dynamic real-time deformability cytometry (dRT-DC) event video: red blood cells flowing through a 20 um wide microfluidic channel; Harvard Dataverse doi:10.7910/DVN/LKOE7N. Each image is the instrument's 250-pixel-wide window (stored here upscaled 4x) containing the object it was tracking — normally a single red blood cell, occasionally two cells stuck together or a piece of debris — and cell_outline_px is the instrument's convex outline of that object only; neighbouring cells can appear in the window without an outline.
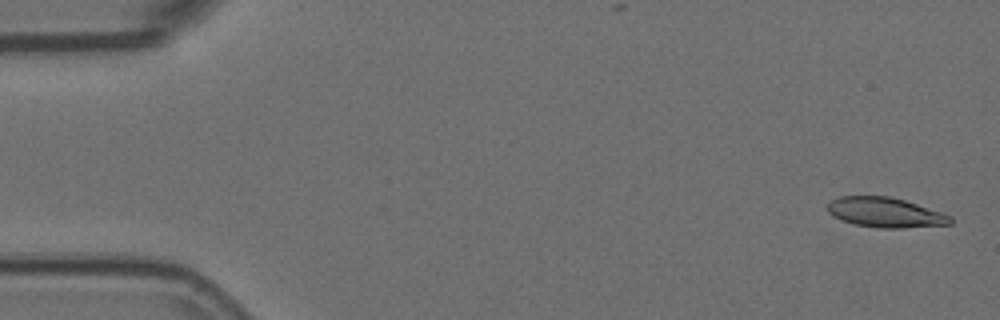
{"species": "Egyptian fruit bat (a non-hibernating species)", "species_latin": "Rousettus aegyptiacus", "temperature_condition": "room temperature", "stored_images_in_passage": 55, "camera_frame_rate_fps": 3000, "um_per_image_px": 0.085, "animal": {"sex": "female"}, "frame": {"image": 1, "passage_image": 2, "time_ms": 0.333, "image_size_px": [1000, 320], "cell_outline_px": [[952, 224], [904, 228], [880, 228], [856, 224], [832, 216], [828, 212], [828, 204], [832, 200], [840, 196], [888, 196], [904, 200], [952, 216]], "centroid_in_image_um": [75.26, 18.06], "position_along_channel_um": 9.7, "area_um2": 21.15}}
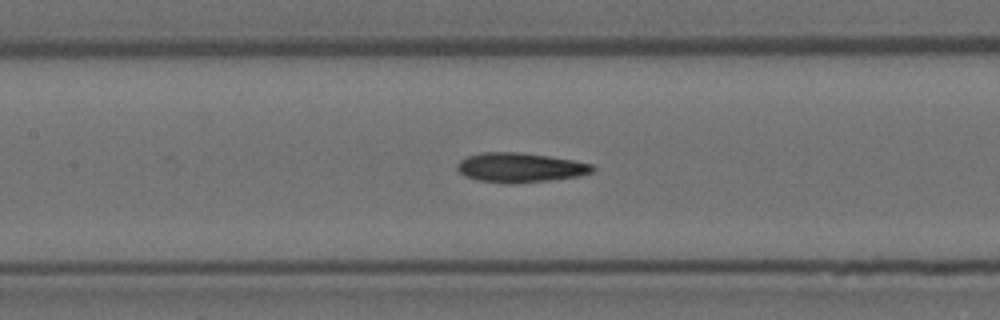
{"frame": {"image": 2, "passage_image": 25, "time_ms": 8.0, "image_size_px": [1000, 320], "cell_outline_px": [[596, 168], [592, 172], [576, 176], [548, 180], [516, 184], [508, 184], [476, 180], [464, 176], [456, 168], [456, 164], [460, 160], [468, 156], [480, 152], [520, 152], [548, 156], [572, 160], [592, 164]], "centroid_in_image_um": [44.15, 14.24], "position_along_channel_um": 163.2, "area_um2": 23.35}}
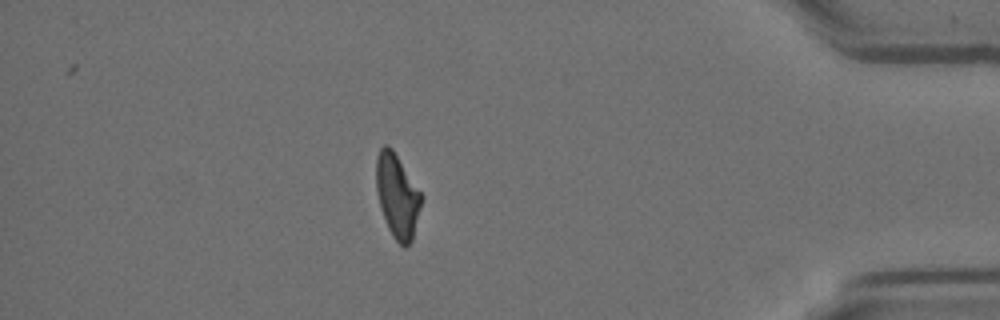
{"frame": {"image": 3, "passage_image": 48, "time_ms": 15.667, "image_size_px": [1000, 320], "cell_outline_px": [[424, 196], [412, 240], [404, 248], [392, 236], [388, 228], [380, 208], [376, 188], [376, 156], [380, 148], [384, 144], [388, 144], [392, 148]], "centroid_in_image_um": [33.77, 16.63], "position_along_channel_um": 401.4, "area_um2": 22.25}, "authors_computed_cell_mechanics": {"area_um2": 22.5998, "velocity_mm_per_s": 3.6813, "shape_relaxation_time_tau1_ms": null, "shape_relaxation_time_tau2_ms": 4.8484, "deformation_change_tau1": null, "deformation_change_tau2": 0.1315}}